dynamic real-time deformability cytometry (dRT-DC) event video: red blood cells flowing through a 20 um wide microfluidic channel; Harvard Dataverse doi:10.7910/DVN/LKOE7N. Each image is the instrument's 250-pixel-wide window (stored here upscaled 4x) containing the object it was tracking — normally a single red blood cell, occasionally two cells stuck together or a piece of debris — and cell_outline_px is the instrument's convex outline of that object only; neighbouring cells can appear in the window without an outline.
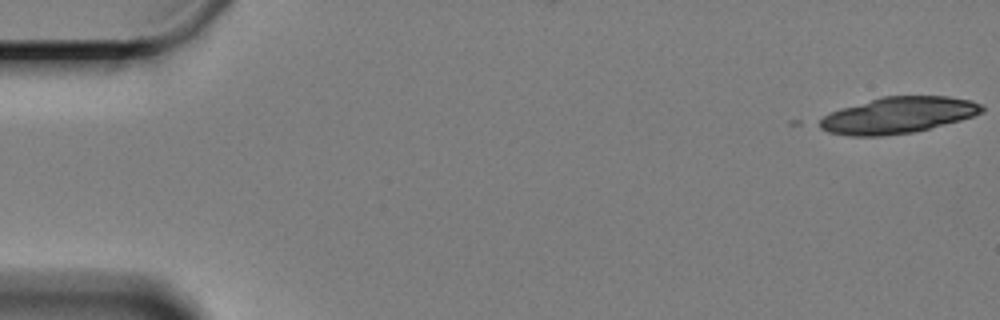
{"species": "Egyptian fruit bat (a non-hibernating species)", "species_latin": "Rousettus aegyptiacus", "temperature_condition": "cold", "stored_images_in_passage": 2, "camera_frame_rate_fps": 3000, "um_per_image_px": 0.085, "animal": {"sex": "female"}, "frame": {"image": 1, "passage_image": 2, "time_ms": 0.333, "image_size_px": [1000, 320], "cell_outline_px": [[984, 108], [980, 112], [972, 116], [960, 120], [912, 132], [880, 136], [848, 136], [828, 132], [812, 124], [816, 120], [828, 112], [840, 108], [880, 96], [948, 96], [972, 100], [984, 104]], "centroid_in_image_um": [76.23, 9.78], "position_along_channel_um": 8.8, "area_um2": 34.68}}